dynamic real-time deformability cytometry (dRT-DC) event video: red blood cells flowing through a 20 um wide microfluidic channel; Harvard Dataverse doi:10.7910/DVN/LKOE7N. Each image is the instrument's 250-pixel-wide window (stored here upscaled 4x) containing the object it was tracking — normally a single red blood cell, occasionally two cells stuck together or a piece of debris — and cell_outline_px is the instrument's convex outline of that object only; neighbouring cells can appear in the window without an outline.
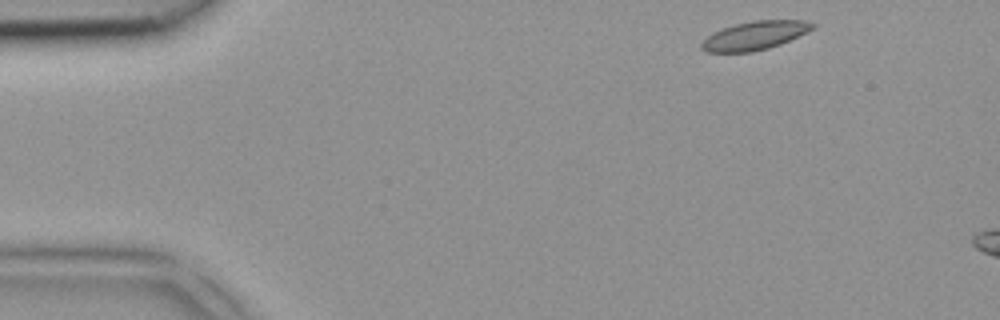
{"species": "common noctule bat (a hibernating species)", "species_latin": "Nyctalus noctula", "temperature_condition": "room temperature", "stored_images_in_passage": 3, "camera_frame_rate_fps": 3000, "um_per_image_px": 0.085, "animal": {"sex": "female", "body_mass_g": 18.4}, "frame": {"image": 1, "passage_image": 1, "time_ms": 0.0, "image_size_px": [1000, 320], "cell_outline_px": [[816, 24], [812, 28], [780, 44], [768, 48], [752, 52], [708, 52], [700, 48], [700, 44], [712, 32], [736, 24], [752, 20], [804, 20]], "centroid_in_image_um": [64.11, 3.02], "position_along_channel_um": 20.9, "area_um2": 18.15}}